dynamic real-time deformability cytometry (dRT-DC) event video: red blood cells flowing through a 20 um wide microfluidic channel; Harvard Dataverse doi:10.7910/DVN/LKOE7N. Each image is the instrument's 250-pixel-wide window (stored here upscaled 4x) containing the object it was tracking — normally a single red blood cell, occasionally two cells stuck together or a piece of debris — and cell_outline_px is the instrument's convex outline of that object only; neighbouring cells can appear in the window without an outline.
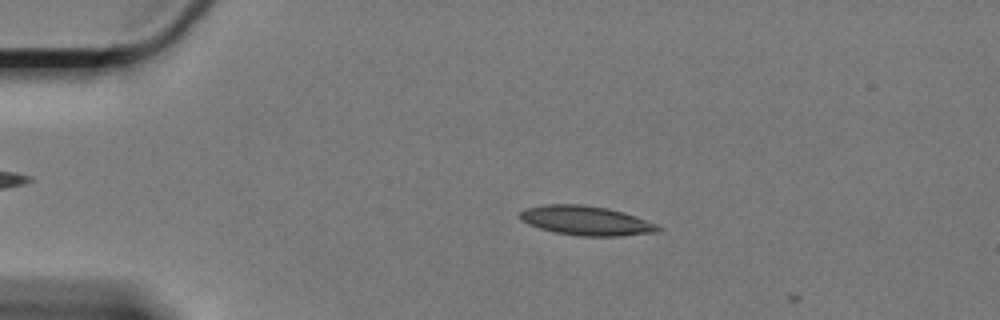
{"species": "Egyptian fruit bat (a non-hibernating species)", "species_latin": "Rousettus aegyptiacus", "temperature_condition": "cold", "stored_images_in_passage": 3, "camera_frame_rate_fps": 3000, "um_per_image_px": 0.085, "animal": {"sex": "female"}, "frame": {"image": 1, "passage_image": 2, "time_ms": 0.333, "image_size_px": [1000, 320], "cell_outline_px": [[664, 228], [660, 232], [620, 236], [580, 236], [556, 232], [540, 228], [528, 224], [520, 220], [520, 212], [524, 208], [548, 204], [580, 204], [608, 208], [624, 212], [656, 224]], "centroid_in_image_um": [49.84, 18.75], "position_along_channel_um": 35.2, "area_um2": 23.7}}